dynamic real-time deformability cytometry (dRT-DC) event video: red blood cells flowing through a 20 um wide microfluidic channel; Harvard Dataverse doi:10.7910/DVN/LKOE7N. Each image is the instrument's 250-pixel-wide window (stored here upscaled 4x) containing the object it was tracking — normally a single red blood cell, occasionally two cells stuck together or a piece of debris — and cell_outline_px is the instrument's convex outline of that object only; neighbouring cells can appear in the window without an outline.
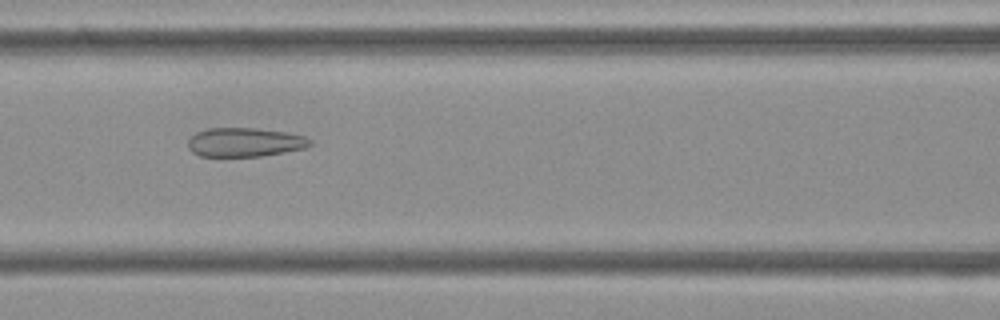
{"species": "Egyptian fruit bat (a non-hibernating species)", "species_latin": "Rousettus aegyptiacus", "temperature_condition": "cold", "stored_images_in_passage": 54, "camera_frame_rate_fps": 3000, "um_per_image_px": 0.085, "frame": {"image": 1, "passage_image": 23, "time_ms": 7.333, "image_size_px": [1000, 320], "cell_outline_px": [[312, 144], [308, 148], [260, 156], [200, 156], [192, 152], [188, 148], [188, 140], [196, 132], [208, 128], [256, 128], [284, 132], [304, 136], [312, 140]], "centroid_in_image_um": [20.81, 12.09], "position_along_channel_um": 145.8, "area_um2": 20.63}}
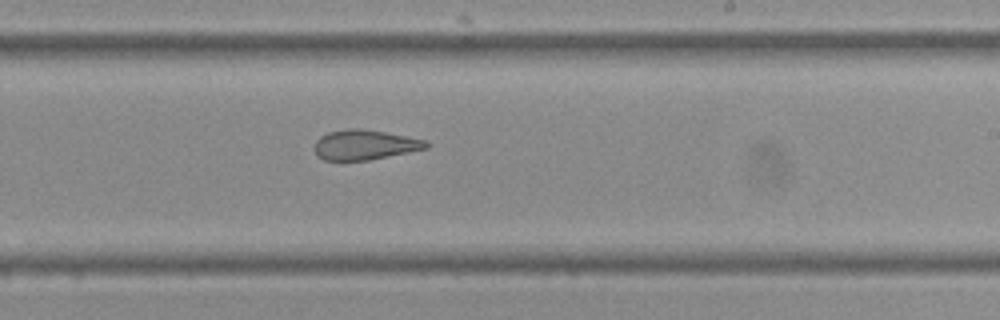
{"frame": {"image": 2, "passage_image": 32, "time_ms": 10.333, "image_size_px": [1000, 320], "cell_outline_px": [[432, 144], [428, 148], [368, 160], [324, 160], [316, 156], [312, 148], [316, 140], [320, 136], [328, 132], [348, 128], [356, 128], [384, 132], [428, 140]], "centroid_in_image_um": [30.98, 12.31], "position_along_channel_um": 258.0, "area_um2": 19.65}}
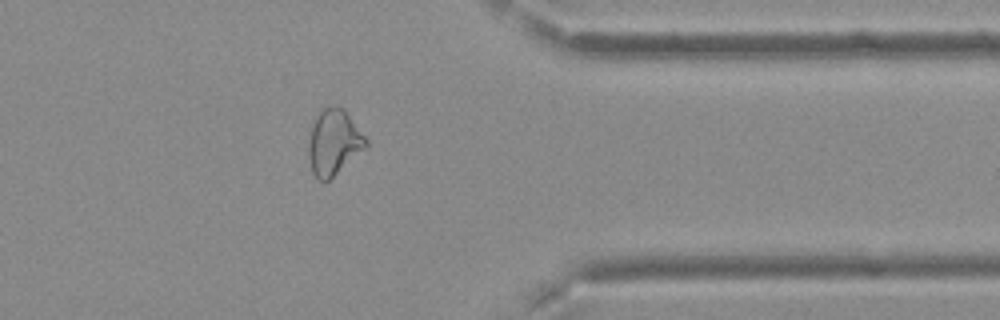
{"frame": {"image": 3, "passage_image": 43, "time_ms": 14.0, "image_size_px": [1000, 320], "cell_outline_px": [[368, 144], [364, 148], [328, 180], [316, 180], [312, 172], [308, 156], [308, 144], [312, 128], [316, 116], [324, 108], [336, 104], [344, 108], [368, 140]], "centroid_in_image_um": [28.36, 12.07], "position_along_channel_um": 383.0, "area_um2": 21.56}, "authors_computed_cell_mechanics": {"area_um2": 23.9292, "velocity_mm_per_s": 3.7415, "shape_relaxation_time_tau1_ms": null, "shape_relaxation_time_tau2_ms": 1.699, "deformation_change_tau1": null, "deformation_change_tau2": 0.1042}}